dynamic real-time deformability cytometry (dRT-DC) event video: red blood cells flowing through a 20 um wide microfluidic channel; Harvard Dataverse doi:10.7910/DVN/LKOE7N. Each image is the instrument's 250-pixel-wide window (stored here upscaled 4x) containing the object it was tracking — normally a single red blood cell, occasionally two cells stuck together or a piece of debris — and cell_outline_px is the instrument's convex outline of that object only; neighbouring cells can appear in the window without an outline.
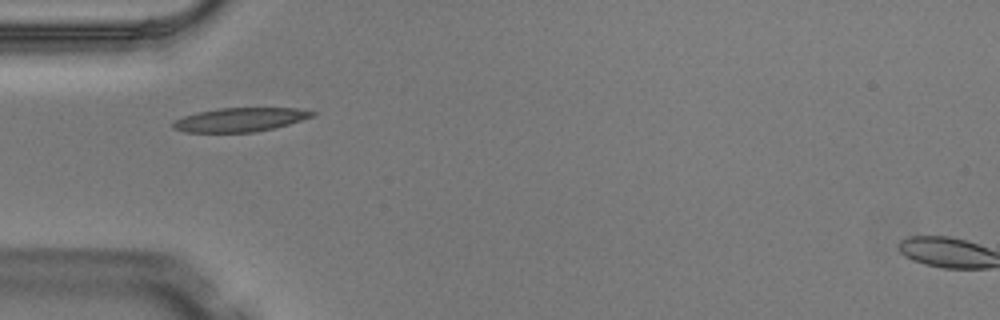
{"species": "Egyptian fruit bat (a non-hibernating species)", "species_latin": "Rousettus aegyptiacus", "temperature_condition": "warm", "stored_images_in_passage": 5, "camera_frame_rate_fps": 3000, "um_per_image_px": 0.085, "animal": {"sex": "male"}, "frame": {"image": 1, "passage_image": 3, "time_ms": 0.667, "image_size_px": [1000, 320], "cell_outline_px": [[316, 112], [312, 116], [288, 124], [256, 132], [184, 132], [172, 128], [172, 124], [176, 120], [184, 116], [196, 112], [220, 108], [296, 108]], "centroid_in_image_um": [20.36, 10.17], "position_along_channel_um": 64.6, "area_um2": 19.13}}